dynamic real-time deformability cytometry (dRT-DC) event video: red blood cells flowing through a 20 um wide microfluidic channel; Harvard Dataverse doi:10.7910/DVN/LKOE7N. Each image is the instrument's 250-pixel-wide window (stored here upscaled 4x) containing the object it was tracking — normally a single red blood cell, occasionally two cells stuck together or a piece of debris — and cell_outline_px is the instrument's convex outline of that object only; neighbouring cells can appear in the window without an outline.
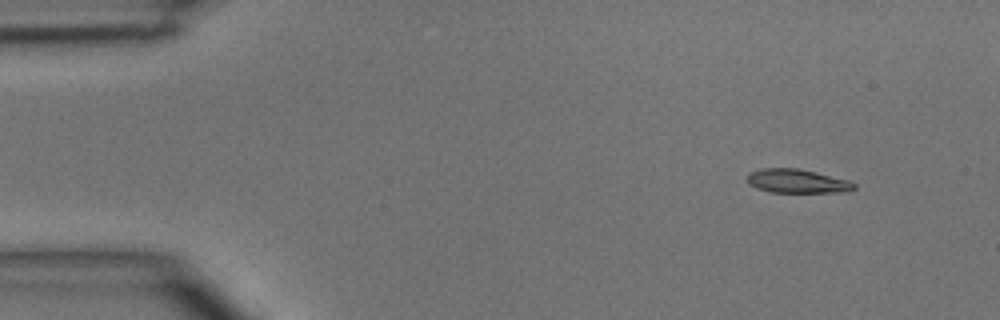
{"species": "common noctule bat (a hibernating species)", "species_latin": "Nyctalus noctula", "temperature_condition": "room temperature", "stored_images_in_passage": 5, "camera_frame_rate_fps": 3000, "um_per_image_px": 0.085, "animal": {"sex": "male", "body_mass_g": 15.6}, "frame": {"image": 1, "passage_image": 1, "time_ms": 0.0, "image_size_px": [1000, 320], "cell_outline_px": [[856, 188], [848, 192], [768, 192], [756, 188], [748, 184], [748, 176], [752, 172], [760, 168], [796, 168], [848, 180], [856, 184]], "centroid_in_image_um": [67.76, 15.41], "position_along_channel_um": 17.2, "area_um2": 14.74}}
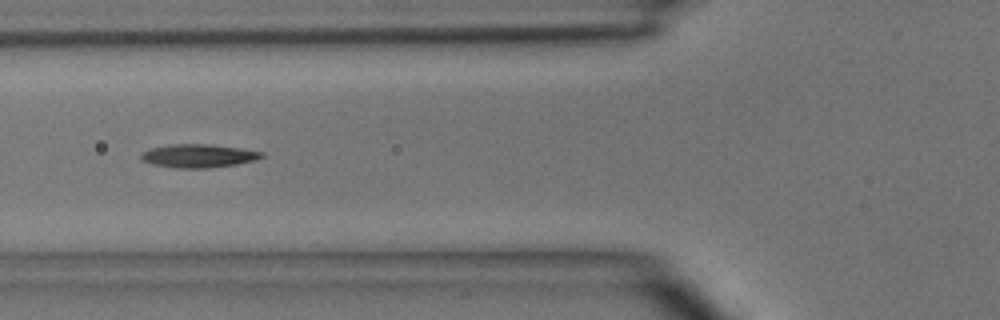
{"frame": {"image": 2, "passage_image": 5, "time_ms": 4.333, "image_size_px": [1000, 320], "cell_outline_px": [[264, 156], [256, 160], [236, 164], [208, 168], [176, 168], [152, 164], [140, 160], [140, 152], [148, 148], [172, 144], [212, 144], [240, 148], [264, 152]], "centroid_in_image_um": [16.83, 13.24], "position_along_channel_um": 109.0, "area_um2": 16.65}}